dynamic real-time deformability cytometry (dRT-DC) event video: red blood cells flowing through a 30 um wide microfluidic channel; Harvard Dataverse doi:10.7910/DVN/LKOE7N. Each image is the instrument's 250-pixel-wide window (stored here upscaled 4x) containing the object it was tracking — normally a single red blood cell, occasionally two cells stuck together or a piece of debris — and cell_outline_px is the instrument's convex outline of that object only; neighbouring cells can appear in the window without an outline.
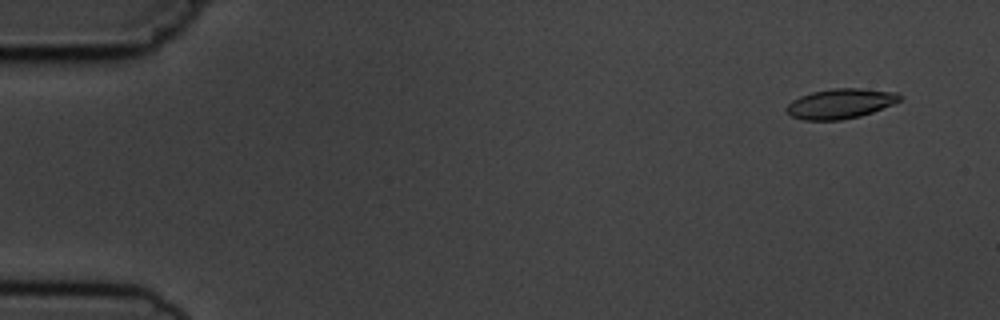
{"species": "common noctule bat (a hibernating species)", "species_latin": "Nyctalus noctula", "temperature_condition": "cold", "stored_images_in_passage": 10, "camera_frame_rate_fps": 3000, "um_per_image_px": 0.085, "animal": {"sex": "male", "body_mass_g": 19.5, "forearm_length_mm": 54.6}, "frame": {"image": 1, "passage_image": 1, "time_ms": 0.0, "image_size_px": [1000, 320], "cell_outline_px": [[904, 96], [900, 100], [892, 104], [872, 112], [860, 116], [840, 120], [804, 120], [792, 116], [784, 108], [792, 100], [800, 96], [812, 92], [832, 88], [860, 88], [896, 92]], "centroid_in_image_um": [71.43, 8.8], "position_along_channel_um": 13.6, "area_um2": 19.71}}
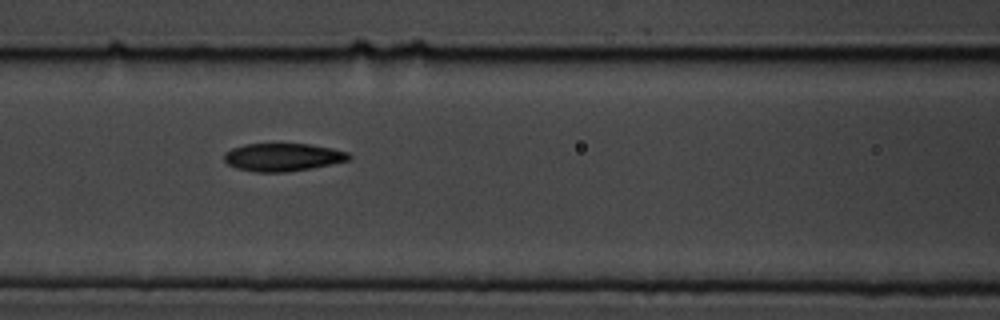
{"frame": {"image": 2, "passage_image": 6, "time_ms": 6.667, "image_size_px": [1000, 320], "cell_outline_px": [[352, 156], [348, 160], [312, 168], [284, 172], [256, 172], [236, 168], [228, 164], [224, 160], [224, 152], [232, 148], [244, 144], [308, 144], [332, 148], [348, 152]], "centroid_in_image_um": [24.01, 13.36], "position_along_channel_um": 142.6, "area_um2": 20.23}}
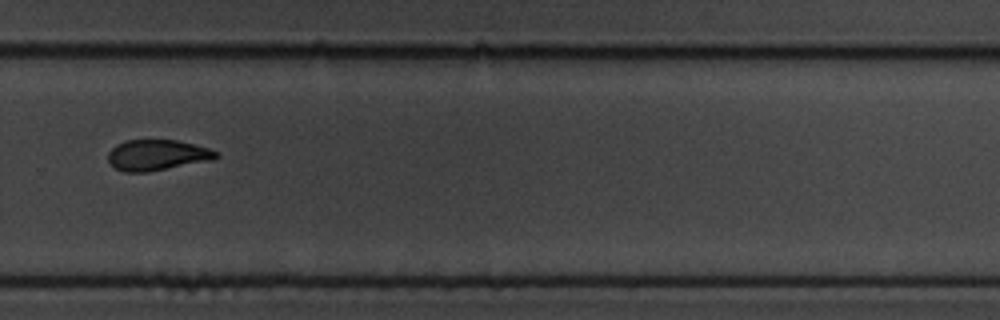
{"frame": {"image": 3, "passage_image": 10, "time_ms": 11.333, "image_size_px": [1000, 320], "cell_outline_px": [[220, 156], [212, 160], [148, 172], [124, 172], [116, 168], [108, 160], [108, 152], [116, 144], [124, 140], [176, 140], [208, 148], [216, 152]], "centroid_in_image_um": [13.33, 13.18], "position_along_channel_um": 316.5, "area_um2": 19.25}}